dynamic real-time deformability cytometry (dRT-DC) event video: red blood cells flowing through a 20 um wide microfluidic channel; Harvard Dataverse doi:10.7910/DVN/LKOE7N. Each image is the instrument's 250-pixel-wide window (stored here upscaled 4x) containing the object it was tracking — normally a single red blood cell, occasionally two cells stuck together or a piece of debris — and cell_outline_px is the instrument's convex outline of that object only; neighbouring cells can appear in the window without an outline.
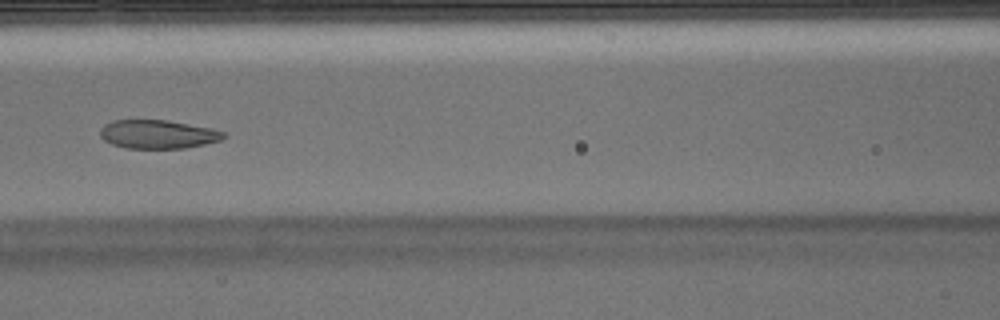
{"species": "Egyptian fruit bat (a non-hibernating species)", "species_latin": "Rousettus aegyptiacus", "temperature_condition": "warm", "stored_images_in_passage": 40, "camera_frame_rate_fps": 3000, "um_per_image_px": 0.085, "animal": {"sex": "male"}, "frame": {"image": 1, "passage_image": 11, "time_ms": 3.333, "image_size_px": [1000, 320], "cell_outline_px": [[228, 136], [220, 140], [204, 144], [184, 148], [124, 148], [112, 144], [104, 140], [100, 136], [100, 128], [104, 124], [112, 120], [168, 120], [212, 128], [224, 132]], "centroid_in_image_um": [13.41, 11.4], "position_along_channel_um": 153.2, "area_um2": 20.69}}
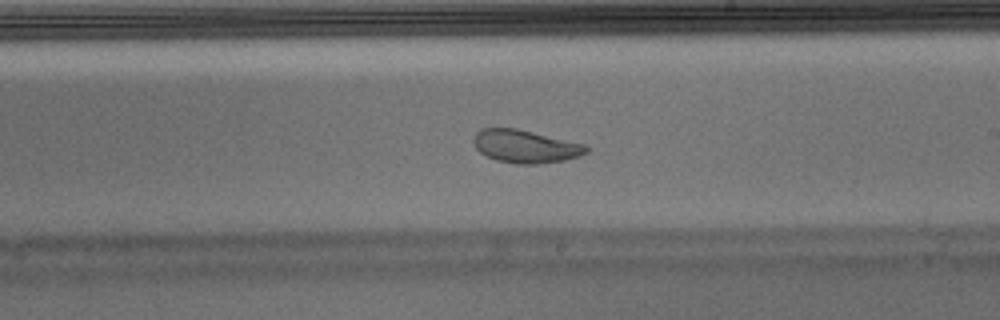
{"frame": {"image": 2, "passage_image": 18, "time_ms": 5.667, "image_size_px": [1000, 320], "cell_outline_px": [[588, 152], [580, 156], [564, 160], [536, 164], [516, 164], [496, 160], [480, 152], [476, 148], [472, 140], [476, 132], [480, 128], [516, 128], [588, 144]], "centroid_in_image_um": [44.68, 12.43], "position_along_channel_um": 244.3, "area_um2": 21.85}}
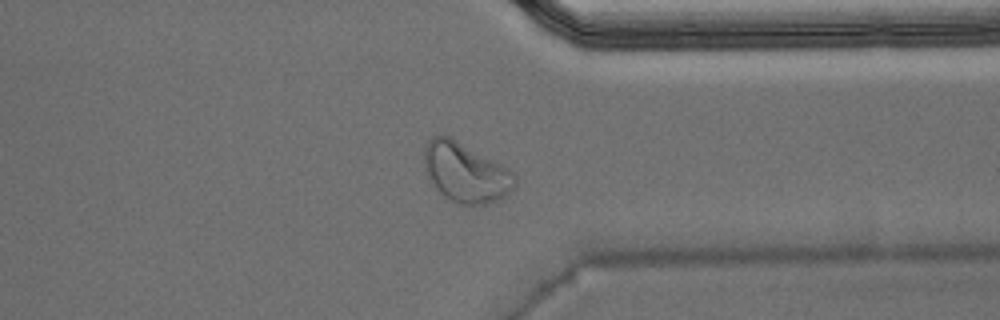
{"frame": {"image": 3, "passage_image": 28, "time_ms": 9.0, "image_size_px": [1000, 320], "cell_outline_px": [[516, 184], [504, 196], [496, 200], [484, 204], [460, 204], [444, 196], [436, 188], [428, 176], [424, 164], [424, 148], [428, 140], [432, 136], [448, 136], [508, 168], [516, 176]], "centroid_in_image_um": [39.56, 14.66], "position_along_channel_um": 371.8, "area_um2": 30.75}, "authors_computed_cell_mechanics": {"area_um2": 23.5246, "velocity_mm_per_s": 3.919, "shape_relaxation_time_tau1_ms": 6.4498, "shape_relaxation_time_tau2_ms": 1.5131, "deformation_change_tau1": 0.1926, "deformation_change_tau2": 0.0451}}